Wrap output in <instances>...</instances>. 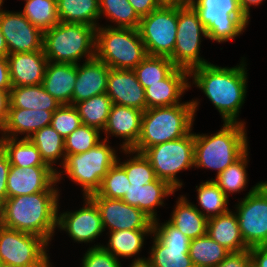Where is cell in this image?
Here are the masks:
<instances>
[{
    "mask_svg": "<svg viewBox=\"0 0 267 267\" xmlns=\"http://www.w3.org/2000/svg\"><path fill=\"white\" fill-rule=\"evenodd\" d=\"M232 68L208 63L189 71L199 87L219 111L224 122L237 121L247 93L245 62Z\"/></svg>",
    "mask_w": 267,
    "mask_h": 267,
    "instance_id": "1",
    "label": "cell"
},
{
    "mask_svg": "<svg viewBox=\"0 0 267 267\" xmlns=\"http://www.w3.org/2000/svg\"><path fill=\"white\" fill-rule=\"evenodd\" d=\"M58 191H43L7 198L2 207V226L38 235L48 243L58 218Z\"/></svg>",
    "mask_w": 267,
    "mask_h": 267,
    "instance_id": "2",
    "label": "cell"
},
{
    "mask_svg": "<svg viewBox=\"0 0 267 267\" xmlns=\"http://www.w3.org/2000/svg\"><path fill=\"white\" fill-rule=\"evenodd\" d=\"M198 101L146 109L142 115L137 143L131 148L142 153L146 148L182 138L192 130Z\"/></svg>",
    "mask_w": 267,
    "mask_h": 267,
    "instance_id": "3",
    "label": "cell"
},
{
    "mask_svg": "<svg viewBox=\"0 0 267 267\" xmlns=\"http://www.w3.org/2000/svg\"><path fill=\"white\" fill-rule=\"evenodd\" d=\"M245 122H224L214 135L194 134V166L217 170V176L247 150Z\"/></svg>",
    "mask_w": 267,
    "mask_h": 267,
    "instance_id": "4",
    "label": "cell"
},
{
    "mask_svg": "<svg viewBox=\"0 0 267 267\" xmlns=\"http://www.w3.org/2000/svg\"><path fill=\"white\" fill-rule=\"evenodd\" d=\"M96 27L59 22L43 32V51L53 63L78 64L95 57Z\"/></svg>",
    "mask_w": 267,
    "mask_h": 267,
    "instance_id": "5",
    "label": "cell"
},
{
    "mask_svg": "<svg viewBox=\"0 0 267 267\" xmlns=\"http://www.w3.org/2000/svg\"><path fill=\"white\" fill-rule=\"evenodd\" d=\"M146 56L138 29L96 28L95 57L109 68L133 70Z\"/></svg>",
    "mask_w": 267,
    "mask_h": 267,
    "instance_id": "6",
    "label": "cell"
},
{
    "mask_svg": "<svg viewBox=\"0 0 267 267\" xmlns=\"http://www.w3.org/2000/svg\"><path fill=\"white\" fill-rule=\"evenodd\" d=\"M189 4L198 13L207 38L218 43L234 39L249 22L239 0H190Z\"/></svg>",
    "mask_w": 267,
    "mask_h": 267,
    "instance_id": "7",
    "label": "cell"
},
{
    "mask_svg": "<svg viewBox=\"0 0 267 267\" xmlns=\"http://www.w3.org/2000/svg\"><path fill=\"white\" fill-rule=\"evenodd\" d=\"M103 139L99 144L80 154L66 155L65 173L82 186L84 197L96 193L108 170L117 162L115 150Z\"/></svg>",
    "mask_w": 267,
    "mask_h": 267,
    "instance_id": "8",
    "label": "cell"
},
{
    "mask_svg": "<svg viewBox=\"0 0 267 267\" xmlns=\"http://www.w3.org/2000/svg\"><path fill=\"white\" fill-rule=\"evenodd\" d=\"M142 153L152 165L156 177L176 190L183 185L177 179V173L194 166V133L146 148Z\"/></svg>",
    "mask_w": 267,
    "mask_h": 267,
    "instance_id": "9",
    "label": "cell"
},
{
    "mask_svg": "<svg viewBox=\"0 0 267 267\" xmlns=\"http://www.w3.org/2000/svg\"><path fill=\"white\" fill-rule=\"evenodd\" d=\"M48 244L38 235L0 227V260L3 267H49Z\"/></svg>",
    "mask_w": 267,
    "mask_h": 267,
    "instance_id": "10",
    "label": "cell"
},
{
    "mask_svg": "<svg viewBox=\"0 0 267 267\" xmlns=\"http://www.w3.org/2000/svg\"><path fill=\"white\" fill-rule=\"evenodd\" d=\"M202 36L207 38V33L194 8L190 4L177 6L175 47L169 57L176 67L190 71L210 63L199 56Z\"/></svg>",
    "mask_w": 267,
    "mask_h": 267,
    "instance_id": "11",
    "label": "cell"
},
{
    "mask_svg": "<svg viewBox=\"0 0 267 267\" xmlns=\"http://www.w3.org/2000/svg\"><path fill=\"white\" fill-rule=\"evenodd\" d=\"M138 31L147 55L170 57L177 34V6H160L141 17Z\"/></svg>",
    "mask_w": 267,
    "mask_h": 267,
    "instance_id": "12",
    "label": "cell"
},
{
    "mask_svg": "<svg viewBox=\"0 0 267 267\" xmlns=\"http://www.w3.org/2000/svg\"><path fill=\"white\" fill-rule=\"evenodd\" d=\"M236 209L245 245L248 248L267 246V181L252 187Z\"/></svg>",
    "mask_w": 267,
    "mask_h": 267,
    "instance_id": "13",
    "label": "cell"
},
{
    "mask_svg": "<svg viewBox=\"0 0 267 267\" xmlns=\"http://www.w3.org/2000/svg\"><path fill=\"white\" fill-rule=\"evenodd\" d=\"M153 222V246L150 251L152 267H194L189 257L191 239L185 236L169 221L158 225Z\"/></svg>",
    "mask_w": 267,
    "mask_h": 267,
    "instance_id": "14",
    "label": "cell"
},
{
    "mask_svg": "<svg viewBox=\"0 0 267 267\" xmlns=\"http://www.w3.org/2000/svg\"><path fill=\"white\" fill-rule=\"evenodd\" d=\"M97 205L103 228L119 230H153V221L137 207L119 199H109L94 193L89 196Z\"/></svg>",
    "mask_w": 267,
    "mask_h": 267,
    "instance_id": "15",
    "label": "cell"
},
{
    "mask_svg": "<svg viewBox=\"0 0 267 267\" xmlns=\"http://www.w3.org/2000/svg\"><path fill=\"white\" fill-rule=\"evenodd\" d=\"M0 29L9 54L43 50V32L32 25L21 12L2 10Z\"/></svg>",
    "mask_w": 267,
    "mask_h": 267,
    "instance_id": "16",
    "label": "cell"
},
{
    "mask_svg": "<svg viewBox=\"0 0 267 267\" xmlns=\"http://www.w3.org/2000/svg\"><path fill=\"white\" fill-rule=\"evenodd\" d=\"M60 173L50 166H11L7 178V198L30 195L43 191H58L54 186L61 179Z\"/></svg>",
    "mask_w": 267,
    "mask_h": 267,
    "instance_id": "17",
    "label": "cell"
},
{
    "mask_svg": "<svg viewBox=\"0 0 267 267\" xmlns=\"http://www.w3.org/2000/svg\"><path fill=\"white\" fill-rule=\"evenodd\" d=\"M84 207L73 212H63L57 218V227L68 232L76 242H92L104 231L96 203L85 196Z\"/></svg>",
    "mask_w": 267,
    "mask_h": 267,
    "instance_id": "18",
    "label": "cell"
},
{
    "mask_svg": "<svg viewBox=\"0 0 267 267\" xmlns=\"http://www.w3.org/2000/svg\"><path fill=\"white\" fill-rule=\"evenodd\" d=\"M107 96L112 104H118L145 111V89L139 83L133 70L111 69L108 74Z\"/></svg>",
    "mask_w": 267,
    "mask_h": 267,
    "instance_id": "19",
    "label": "cell"
},
{
    "mask_svg": "<svg viewBox=\"0 0 267 267\" xmlns=\"http://www.w3.org/2000/svg\"><path fill=\"white\" fill-rule=\"evenodd\" d=\"M7 60L12 87L42 84L48 63L43 50L9 54Z\"/></svg>",
    "mask_w": 267,
    "mask_h": 267,
    "instance_id": "20",
    "label": "cell"
},
{
    "mask_svg": "<svg viewBox=\"0 0 267 267\" xmlns=\"http://www.w3.org/2000/svg\"><path fill=\"white\" fill-rule=\"evenodd\" d=\"M110 68L94 57L77 64V80L73 90L72 105L93 96L106 93Z\"/></svg>",
    "mask_w": 267,
    "mask_h": 267,
    "instance_id": "21",
    "label": "cell"
},
{
    "mask_svg": "<svg viewBox=\"0 0 267 267\" xmlns=\"http://www.w3.org/2000/svg\"><path fill=\"white\" fill-rule=\"evenodd\" d=\"M144 111L112 104L109 117L103 132L106 134L105 140L108 141V135L119 136L124 139L122 149H131L136 143L141 131V121ZM109 132V133H108Z\"/></svg>",
    "mask_w": 267,
    "mask_h": 267,
    "instance_id": "22",
    "label": "cell"
},
{
    "mask_svg": "<svg viewBox=\"0 0 267 267\" xmlns=\"http://www.w3.org/2000/svg\"><path fill=\"white\" fill-rule=\"evenodd\" d=\"M188 77V70L176 67L164 80L145 88L147 109L181 104L180 96L191 87Z\"/></svg>",
    "mask_w": 267,
    "mask_h": 267,
    "instance_id": "23",
    "label": "cell"
},
{
    "mask_svg": "<svg viewBox=\"0 0 267 267\" xmlns=\"http://www.w3.org/2000/svg\"><path fill=\"white\" fill-rule=\"evenodd\" d=\"M77 80V64L53 63L46 65L42 85L61 105H72Z\"/></svg>",
    "mask_w": 267,
    "mask_h": 267,
    "instance_id": "24",
    "label": "cell"
},
{
    "mask_svg": "<svg viewBox=\"0 0 267 267\" xmlns=\"http://www.w3.org/2000/svg\"><path fill=\"white\" fill-rule=\"evenodd\" d=\"M53 112L9 108L8 118L1 137L17 138L18 133L29 139L39 129L51 124ZM10 134V135H9Z\"/></svg>",
    "mask_w": 267,
    "mask_h": 267,
    "instance_id": "25",
    "label": "cell"
},
{
    "mask_svg": "<svg viewBox=\"0 0 267 267\" xmlns=\"http://www.w3.org/2000/svg\"><path fill=\"white\" fill-rule=\"evenodd\" d=\"M207 234L230 252L249 249L242 238L236 213L232 211L209 218Z\"/></svg>",
    "mask_w": 267,
    "mask_h": 267,
    "instance_id": "26",
    "label": "cell"
},
{
    "mask_svg": "<svg viewBox=\"0 0 267 267\" xmlns=\"http://www.w3.org/2000/svg\"><path fill=\"white\" fill-rule=\"evenodd\" d=\"M171 215L168 221L191 240L207 234L208 219L183 195Z\"/></svg>",
    "mask_w": 267,
    "mask_h": 267,
    "instance_id": "27",
    "label": "cell"
},
{
    "mask_svg": "<svg viewBox=\"0 0 267 267\" xmlns=\"http://www.w3.org/2000/svg\"><path fill=\"white\" fill-rule=\"evenodd\" d=\"M9 108L46 110L55 112L61 104L44 89L42 84L12 87Z\"/></svg>",
    "mask_w": 267,
    "mask_h": 267,
    "instance_id": "28",
    "label": "cell"
},
{
    "mask_svg": "<svg viewBox=\"0 0 267 267\" xmlns=\"http://www.w3.org/2000/svg\"><path fill=\"white\" fill-rule=\"evenodd\" d=\"M60 22L98 27L99 0H56Z\"/></svg>",
    "mask_w": 267,
    "mask_h": 267,
    "instance_id": "29",
    "label": "cell"
},
{
    "mask_svg": "<svg viewBox=\"0 0 267 267\" xmlns=\"http://www.w3.org/2000/svg\"><path fill=\"white\" fill-rule=\"evenodd\" d=\"M0 147L7 154L10 165L26 168L48 166L41 158L37 147L27 138L0 137Z\"/></svg>",
    "mask_w": 267,
    "mask_h": 267,
    "instance_id": "30",
    "label": "cell"
},
{
    "mask_svg": "<svg viewBox=\"0 0 267 267\" xmlns=\"http://www.w3.org/2000/svg\"><path fill=\"white\" fill-rule=\"evenodd\" d=\"M29 140L37 147L44 163L52 169L53 163L58 159L62 158L61 162L64 164L65 140L50 125L36 131Z\"/></svg>",
    "mask_w": 267,
    "mask_h": 267,
    "instance_id": "31",
    "label": "cell"
},
{
    "mask_svg": "<svg viewBox=\"0 0 267 267\" xmlns=\"http://www.w3.org/2000/svg\"><path fill=\"white\" fill-rule=\"evenodd\" d=\"M188 253L194 267H215L230 251L206 234L190 241Z\"/></svg>",
    "mask_w": 267,
    "mask_h": 267,
    "instance_id": "32",
    "label": "cell"
},
{
    "mask_svg": "<svg viewBox=\"0 0 267 267\" xmlns=\"http://www.w3.org/2000/svg\"><path fill=\"white\" fill-rule=\"evenodd\" d=\"M153 234V230H119L110 232L109 243L102 247L116 258L133 257L143 246L144 236ZM118 256V257H117Z\"/></svg>",
    "mask_w": 267,
    "mask_h": 267,
    "instance_id": "33",
    "label": "cell"
},
{
    "mask_svg": "<svg viewBox=\"0 0 267 267\" xmlns=\"http://www.w3.org/2000/svg\"><path fill=\"white\" fill-rule=\"evenodd\" d=\"M74 106L79 112L82 124L103 131L109 117L112 101L104 93L80 101Z\"/></svg>",
    "mask_w": 267,
    "mask_h": 267,
    "instance_id": "34",
    "label": "cell"
},
{
    "mask_svg": "<svg viewBox=\"0 0 267 267\" xmlns=\"http://www.w3.org/2000/svg\"><path fill=\"white\" fill-rule=\"evenodd\" d=\"M175 68L169 57L147 55L133 71L145 89L164 80Z\"/></svg>",
    "mask_w": 267,
    "mask_h": 267,
    "instance_id": "35",
    "label": "cell"
},
{
    "mask_svg": "<svg viewBox=\"0 0 267 267\" xmlns=\"http://www.w3.org/2000/svg\"><path fill=\"white\" fill-rule=\"evenodd\" d=\"M26 4L21 12L32 25L42 32L51 29L60 21L57 14L56 0H25Z\"/></svg>",
    "mask_w": 267,
    "mask_h": 267,
    "instance_id": "36",
    "label": "cell"
},
{
    "mask_svg": "<svg viewBox=\"0 0 267 267\" xmlns=\"http://www.w3.org/2000/svg\"><path fill=\"white\" fill-rule=\"evenodd\" d=\"M100 16L115 22L116 28L138 29L141 17L128 0H99Z\"/></svg>",
    "mask_w": 267,
    "mask_h": 267,
    "instance_id": "37",
    "label": "cell"
},
{
    "mask_svg": "<svg viewBox=\"0 0 267 267\" xmlns=\"http://www.w3.org/2000/svg\"><path fill=\"white\" fill-rule=\"evenodd\" d=\"M199 201L203 214L207 219L215 217L221 214H225L230 211L228 206V197L220 190L219 186L213 181L208 180L196 186Z\"/></svg>",
    "mask_w": 267,
    "mask_h": 267,
    "instance_id": "38",
    "label": "cell"
},
{
    "mask_svg": "<svg viewBox=\"0 0 267 267\" xmlns=\"http://www.w3.org/2000/svg\"><path fill=\"white\" fill-rule=\"evenodd\" d=\"M247 157L248 150L237 161L216 176L215 179H212L227 197H229L228 194L240 192V190L246 187Z\"/></svg>",
    "mask_w": 267,
    "mask_h": 267,
    "instance_id": "39",
    "label": "cell"
},
{
    "mask_svg": "<svg viewBox=\"0 0 267 267\" xmlns=\"http://www.w3.org/2000/svg\"><path fill=\"white\" fill-rule=\"evenodd\" d=\"M176 190L166 181L156 179L142 186L141 211L153 222L157 220L156 206L163 205V198L174 194Z\"/></svg>",
    "mask_w": 267,
    "mask_h": 267,
    "instance_id": "40",
    "label": "cell"
},
{
    "mask_svg": "<svg viewBox=\"0 0 267 267\" xmlns=\"http://www.w3.org/2000/svg\"><path fill=\"white\" fill-rule=\"evenodd\" d=\"M122 151H125V154H137L125 162L117 160V163L126 171L131 185L143 186L157 179L152 165L143 153L134 152L131 149H122Z\"/></svg>",
    "mask_w": 267,
    "mask_h": 267,
    "instance_id": "41",
    "label": "cell"
},
{
    "mask_svg": "<svg viewBox=\"0 0 267 267\" xmlns=\"http://www.w3.org/2000/svg\"><path fill=\"white\" fill-rule=\"evenodd\" d=\"M130 186L126 171L116 162L104 176L96 193L101 197L122 200Z\"/></svg>",
    "mask_w": 267,
    "mask_h": 267,
    "instance_id": "42",
    "label": "cell"
},
{
    "mask_svg": "<svg viewBox=\"0 0 267 267\" xmlns=\"http://www.w3.org/2000/svg\"><path fill=\"white\" fill-rule=\"evenodd\" d=\"M100 130L85 124L80 125L65 139V155L80 154L101 142Z\"/></svg>",
    "mask_w": 267,
    "mask_h": 267,
    "instance_id": "43",
    "label": "cell"
},
{
    "mask_svg": "<svg viewBox=\"0 0 267 267\" xmlns=\"http://www.w3.org/2000/svg\"><path fill=\"white\" fill-rule=\"evenodd\" d=\"M82 125L79 112L74 105H61L52 115L50 126L65 140Z\"/></svg>",
    "mask_w": 267,
    "mask_h": 267,
    "instance_id": "44",
    "label": "cell"
},
{
    "mask_svg": "<svg viewBox=\"0 0 267 267\" xmlns=\"http://www.w3.org/2000/svg\"><path fill=\"white\" fill-rule=\"evenodd\" d=\"M119 259L107 252L102 245L88 249L82 259V267H121Z\"/></svg>",
    "mask_w": 267,
    "mask_h": 267,
    "instance_id": "45",
    "label": "cell"
},
{
    "mask_svg": "<svg viewBox=\"0 0 267 267\" xmlns=\"http://www.w3.org/2000/svg\"><path fill=\"white\" fill-rule=\"evenodd\" d=\"M215 267H251V255L249 249L230 252L225 259Z\"/></svg>",
    "mask_w": 267,
    "mask_h": 267,
    "instance_id": "46",
    "label": "cell"
},
{
    "mask_svg": "<svg viewBox=\"0 0 267 267\" xmlns=\"http://www.w3.org/2000/svg\"><path fill=\"white\" fill-rule=\"evenodd\" d=\"M10 167L8 156L0 147V202L2 203L7 199V178Z\"/></svg>",
    "mask_w": 267,
    "mask_h": 267,
    "instance_id": "47",
    "label": "cell"
},
{
    "mask_svg": "<svg viewBox=\"0 0 267 267\" xmlns=\"http://www.w3.org/2000/svg\"><path fill=\"white\" fill-rule=\"evenodd\" d=\"M140 17L149 15L160 7L156 0H128Z\"/></svg>",
    "mask_w": 267,
    "mask_h": 267,
    "instance_id": "48",
    "label": "cell"
},
{
    "mask_svg": "<svg viewBox=\"0 0 267 267\" xmlns=\"http://www.w3.org/2000/svg\"><path fill=\"white\" fill-rule=\"evenodd\" d=\"M251 267H267V246L249 248Z\"/></svg>",
    "mask_w": 267,
    "mask_h": 267,
    "instance_id": "49",
    "label": "cell"
},
{
    "mask_svg": "<svg viewBox=\"0 0 267 267\" xmlns=\"http://www.w3.org/2000/svg\"><path fill=\"white\" fill-rule=\"evenodd\" d=\"M141 194V185H131L123 196L122 201L141 210Z\"/></svg>",
    "mask_w": 267,
    "mask_h": 267,
    "instance_id": "50",
    "label": "cell"
},
{
    "mask_svg": "<svg viewBox=\"0 0 267 267\" xmlns=\"http://www.w3.org/2000/svg\"><path fill=\"white\" fill-rule=\"evenodd\" d=\"M11 88L7 57L0 56V90L10 91Z\"/></svg>",
    "mask_w": 267,
    "mask_h": 267,
    "instance_id": "51",
    "label": "cell"
},
{
    "mask_svg": "<svg viewBox=\"0 0 267 267\" xmlns=\"http://www.w3.org/2000/svg\"><path fill=\"white\" fill-rule=\"evenodd\" d=\"M9 92L10 91H2L0 90V131L4 130L7 118H8V111L10 105L9 99Z\"/></svg>",
    "mask_w": 267,
    "mask_h": 267,
    "instance_id": "52",
    "label": "cell"
},
{
    "mask_svg": "<svg viewBox=\"0 0 267 267\" xmlns=\"http://www.w3.org/2000/svg\"><path fill=\"white\" fill-rule=\"evenodd\" d=\"M264 0H239V5L245 16L250 19V6L259 5Z\"/></svg>",
    "mask_w": 267,
    "mask_h": 267,
    "instance_id": "53",
    "label": "cell"
},
{
    "mask_svg": "<svg viewBox=\"0 0 267 267\" xmlns=\"http://www.w3.org/2000/svg\"><path fill=\"white\" fill-rule=\"evenodd\" d=\"M160 6H185L190 0H156Z\"/></svg>",
    "mask_w": 267,
    "mask_h": 267,
    "instance_id": "54",
    "label": "cell"
},
{
    "mask_svg": "<svg viewBox=\"0 0 267 267\" xmlns=\"http://www.w3.org/2000/svg\"><path fill=\"white\" fill-rule=\"evenodd\" d=\"M130 267H152L149 258H135Z\"/></svg>",
    "mask_w": 267,
    "mask_h": 267,
    "instance_id": "55",
    "label": "cell"
},
{
    "mask_svg": "<svg viewBox=\"0 0 267 267\" xmlns=\"http://www.w3.org/2000/svg\"><path fill=\"white\" fill-rule=\"evenodd\" d=\"M9 55V51H8V48H7V44H6V41H5V38L1 32V29H0V56L1 57H7Z\"/></svg>",
    "mask_w": 267,
    "mask_h": 267,
    "instance_id": "56",
    "label": "cell"
},
{
    "mask_svg": "<svg viewBox=\"0 0 267 267\" xmlns=\"http://www.w3.org/2000/svg\"><path fill=\"white\" fill-rule=\"evenodd\" d=\"M2 207H3V203L0 202V227L2 226Z\"/></svg>",
    "mask_w": 267,
    "mask_h": 267,
    "instance_id": "57",
    "label": "cell"
},
{
    "mask_svg": "<svg viewBox=\"0 0 267 267\" xmlns=\"http://www.w3.org/2000/svg\"><path fill=\"white\" fill-rule=\"evenodd\" d=\"M2 3H3V0H0V13L2 11V9H1V6L3 5Z\"/></svg>",
    "mask_w": 267,
    "mask_h": 267,
    "instance_id": "58",
    "label": "cell"
}]
</instances>
